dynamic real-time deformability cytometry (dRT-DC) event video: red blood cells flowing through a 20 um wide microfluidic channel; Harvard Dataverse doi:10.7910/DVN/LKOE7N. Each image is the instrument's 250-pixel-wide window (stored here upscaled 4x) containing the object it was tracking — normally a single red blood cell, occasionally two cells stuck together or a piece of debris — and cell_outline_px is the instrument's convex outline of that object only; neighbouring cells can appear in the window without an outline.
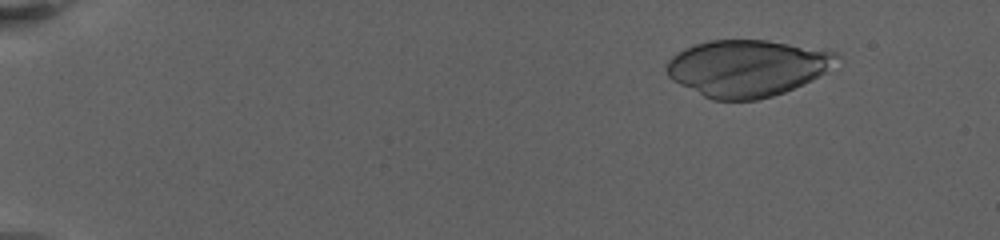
{"species": "human", "species_latin": "Homo sapiens", "temperature_condition": "warm", "stored_images_in_passage": 20, "camera_frame_rate_fps": 3000, "um_per_image_px": 0.085, "donor": {"sex": "female"}, "frame": {"image": 1, "passage_image": 4, "time_ms": 2.0, "image_size_px": [1000, 240], "cell_outline_px": [[840, 56], [824, 72], [812, 80], [804, 84], [784, 92], [772, 96], [756, 100], [712, 100], [672, 80], [668, 76], [664, 68], [668, 60], [676, 52], [684, 48], [708, 40], [768, 40], [828, 48], [840, 52]], "centroid_in_image_um": [63.53, 5.76], "position_along_channel_um": 21.5, "area_um2": 56.7}}
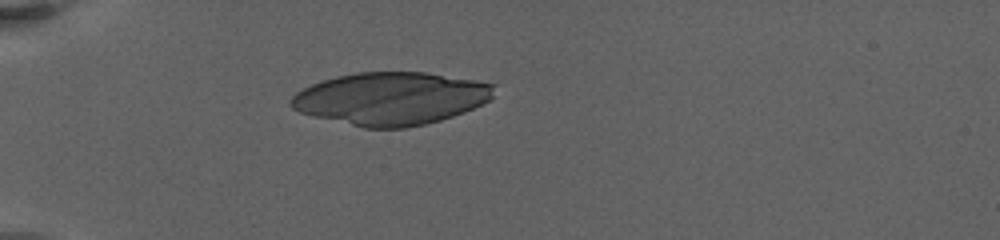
{"frame": {"image": 2, "passage_image": 11, "time_ms": 6.333, "image_size_px": [1000, 240], "cell_outline_px": [[496, 84], [492, 96], [488, 100], [472, 108], [452, 116], [440, 120], [424, 124], [404, 128], [364, 128], [300, 112], [292, 108], [288, 104], [288, 100], [296, 92], [312, 84], [336, 76], [356, 72], [424, 72], [476, 80]], "centroid_in_image_um": [33.2, 8.36], "position_along_channel_um": 51.8, "area_um2": 62.02}}